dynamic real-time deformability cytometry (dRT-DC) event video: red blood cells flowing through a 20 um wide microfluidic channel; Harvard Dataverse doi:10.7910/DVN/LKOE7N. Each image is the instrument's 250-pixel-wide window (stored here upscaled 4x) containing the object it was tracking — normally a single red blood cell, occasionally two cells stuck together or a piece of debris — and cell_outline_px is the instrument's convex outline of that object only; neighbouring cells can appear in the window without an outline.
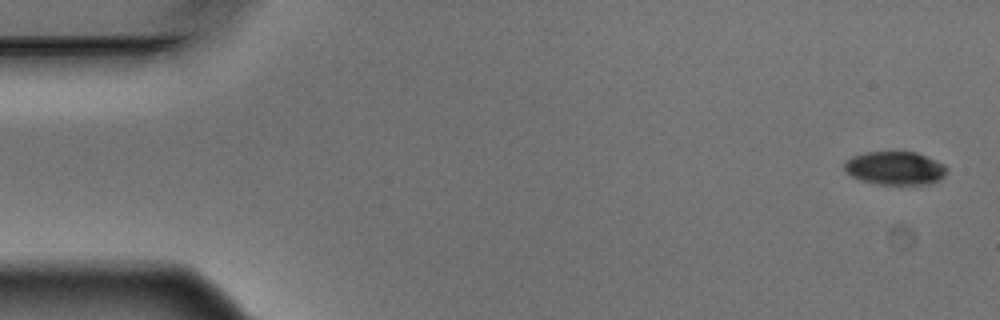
{"species": "Egyptian fruit bat (a non-hibernating species)", "species_latin": "Rousettus aegyptiacus", "temperature_condition": "warm", "stored_images_in_passage": 6, "camera_frame_rate_fps": 3000, "um_per_image_px": 0.085, "animal": {"sex": "male"}, "frame": {"image": 1, "passage_image": 1, "time_ms": 0.0, "image_size_px": [1000, 320], "cell_outline_px": [[948, 172], [940, 180], [928, 184], [876, 184], [860, 180], [844, 172], [844, 160], [852, 156], [864, 152], [916, 152], [936, 160], [944, 164], [948, 168]], "centroid_in_image_um": [76.07, 14.29], "position_along_channel_um": 8.9, "area_um2": 20.17}}
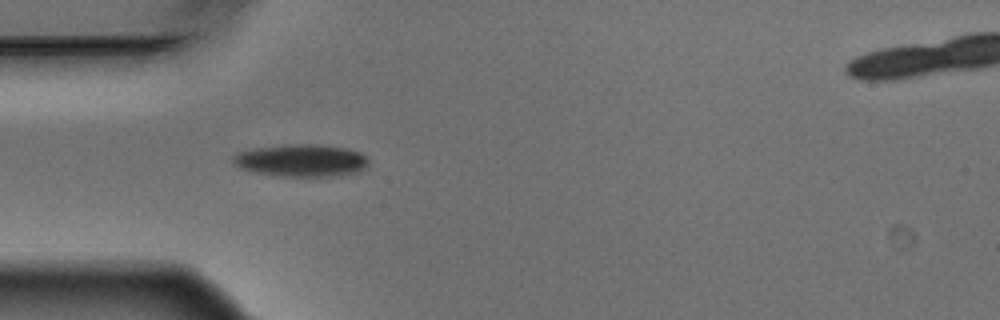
{"frame": {"image": 2, "passage_image": 5, "time_ms": 1.333, "image_size_px": [1000, 320], "cell_outline_px": [[368, 168], [356, 172], [336, 176], [280, 176], [256, 172], [240, 168], [232, 160], [232, 156], [236, 152], [256, 148], [292, 144], [320, 144], [348, 148], [360, 152], [368, 156]], "centroid_in_image_um": [25.66, 13.63], "position_along_channel_um": 59.3, "area_um2": 25.72}}